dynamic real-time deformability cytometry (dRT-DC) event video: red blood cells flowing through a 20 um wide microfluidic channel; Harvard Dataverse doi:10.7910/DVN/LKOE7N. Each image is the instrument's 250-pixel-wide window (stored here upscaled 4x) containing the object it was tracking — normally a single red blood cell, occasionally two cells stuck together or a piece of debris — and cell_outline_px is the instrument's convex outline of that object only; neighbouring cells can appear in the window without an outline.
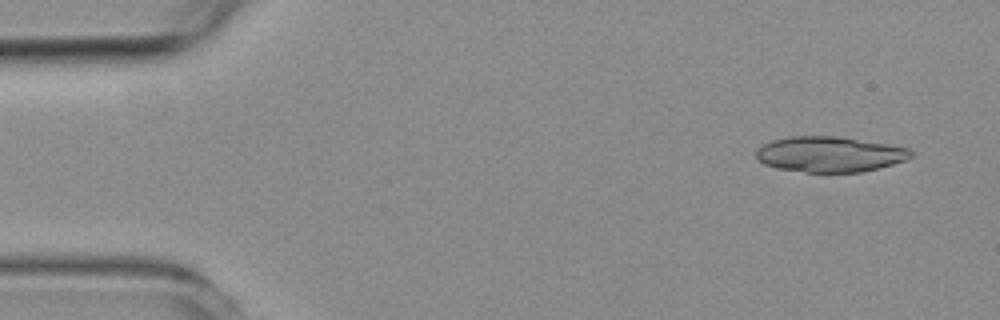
{"species": "common noctule bat (a hibernating species)", "species_latin": "Nyctalus noctula", "temperature_condition": "room temperature", "stored_images_in_passage": 22, "camera_frame_rate_fps": 3000, "um_per_image_px": 0.085, "animal": {"sex": "female", "body_mass_g": 19.3, "forearm_length_mm": 54.1}, "frame": {"image": 1, "passage_image": 4, "time_ms": 1.0, "image_size_px": [1000, 320], "cell_outline_px": [[912, 156], [904, 160], [880, 168], [860, 172], [804, 172], [776, 168], [764, 164], [756, 156], [756, 148], [772, 140], [788, 136], [836, 136], [908, 148], [912, 152]], "centroid_in_image_um": [70.47, 13.11], "position_along_channel_um": 14.5, "area_um2": 31.79}}